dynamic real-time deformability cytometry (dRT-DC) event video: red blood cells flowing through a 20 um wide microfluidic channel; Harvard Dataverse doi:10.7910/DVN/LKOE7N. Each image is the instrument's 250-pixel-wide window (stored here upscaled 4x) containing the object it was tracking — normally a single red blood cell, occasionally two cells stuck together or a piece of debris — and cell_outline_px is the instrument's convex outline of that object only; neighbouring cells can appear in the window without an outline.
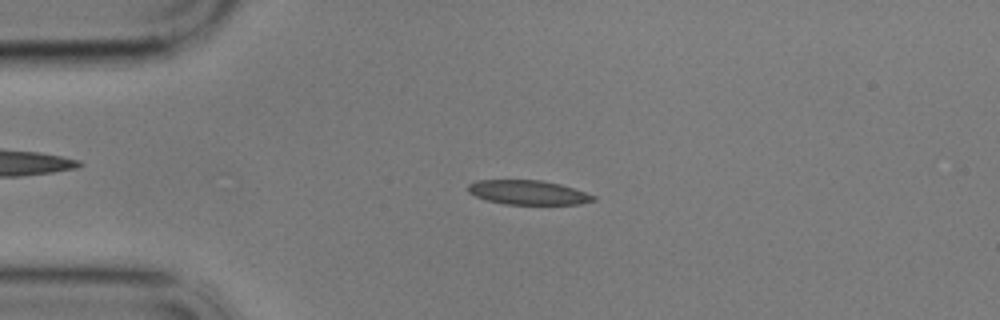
{"species": "common noctule bat (a hibernating species)", "species_latin": "Nyctalus noctula", "temperature_condition": "cold", "stored_images_in_passage": 57, "camera_frame_rate_fps": 3000, "um_per_image_px": 0.085, "animal": {"sex": "male", "body_mass_g": 17.9}, "frame": {"image": 1, "passage_image": 12, "time_ms": 3.667, "image_size_px": [1000, 320], "cell_outline_px": [[596, 200], [580, 204], [504, 204], [488, 200], [476, 196], [468, 192], [468, 184], [476, 180], [540, 180], [560, 184], [596, 196]], "centroid_in_image_um": [44.88, 16.36], "position_along_channel_um": 40.1, "area_um2": 17.63}}
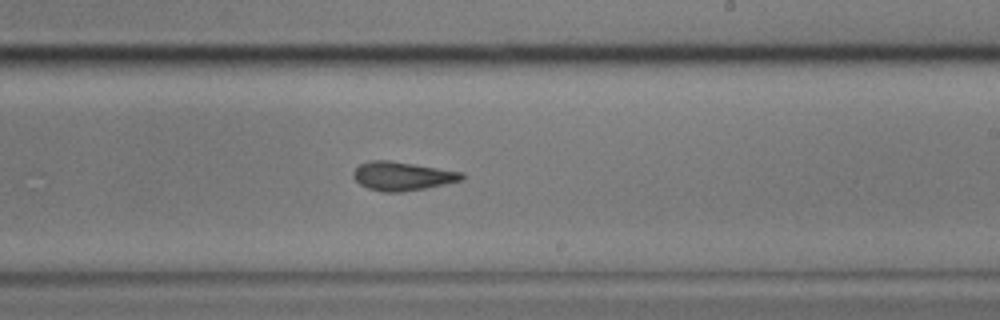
{"frame": {"image": 2, "passage_image": 33, "time_ms": 10.667, "image_size_px": [1000, 320], "cell_outline_px": [[464, 180], [424, 188], [400, 192], [384, 192], [368, 188], [360, 184], [352, 176], [352, 172], [360, 164], [372, 160], [388, 160], [464, 172]], "centroid_in_image_um": [34.19, 14.96], "position_along_channel_um": 254.8, "area_um2": 18.03}}
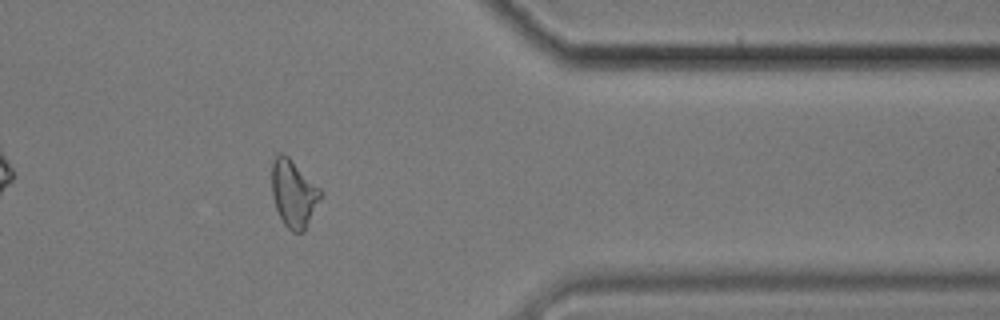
{"frame": {"image": 3, "passage_image": 46, "time_ms": 15.0, "image_size_px": [1000, 320], "cell_outline_px": [[324, 192], [304, 232], [292, 232], [284, 224], [276, 208], [272, 196], [272, 164], [276, 156], [280, 152], [284, 152]], "centroid_in_image_um": [24.97, 16.45], "position_along_channel_um": 386.4, "area_um2": 19.07}, "authors_computed_cell_mechanics": {"area_um2": 18.3226, "velocity_mm_per_s": 3.418, "shape_relaxation_time_tau1_ms": 10.8458, "shape_relaxation_time_tau2_ms": 2.6818, "deformation_change_tau1": 0.2245, "deformation_change_tau2": 0.1042}}